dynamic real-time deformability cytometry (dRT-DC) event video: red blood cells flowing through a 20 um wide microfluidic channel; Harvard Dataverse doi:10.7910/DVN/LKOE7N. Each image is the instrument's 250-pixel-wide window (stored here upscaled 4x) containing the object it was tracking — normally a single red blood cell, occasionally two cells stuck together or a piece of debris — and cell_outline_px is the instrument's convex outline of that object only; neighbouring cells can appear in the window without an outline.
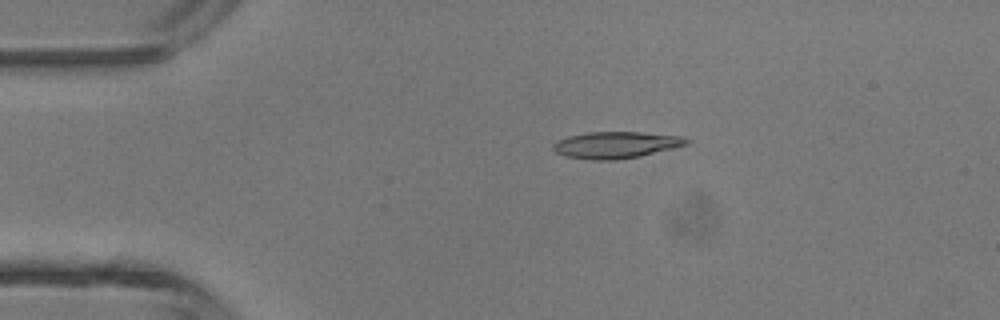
{"species": "common noctule bat (a hibernating species)", "species_latin": "Nyctalus noctula", "temperature_condition": "room temperature", "stored_images_in_passage": 4, "camera_frame_rate_fps": 3000, "um_per_image_px": 0.085, "animal": {"sex": "male", "body_mass_g": 13.3}, "frame": {"image": 1, "passage_image": 3, "time_ms": 0.667, "image_size_px": [1000, 320], "cell_outline_px": [[688, 144], [640, 156], [616, 160], [592, 160], [564, 156], [556, 152], [552, 148], [552, 144], [556, 140], [568, 136], [588, 132], [640, 132], [684, 136], [688, 140]], "centroid_in_image_um": [52.31, 12.32], "position_along_channel_um": 32.7, "area_um2": 20.75}}